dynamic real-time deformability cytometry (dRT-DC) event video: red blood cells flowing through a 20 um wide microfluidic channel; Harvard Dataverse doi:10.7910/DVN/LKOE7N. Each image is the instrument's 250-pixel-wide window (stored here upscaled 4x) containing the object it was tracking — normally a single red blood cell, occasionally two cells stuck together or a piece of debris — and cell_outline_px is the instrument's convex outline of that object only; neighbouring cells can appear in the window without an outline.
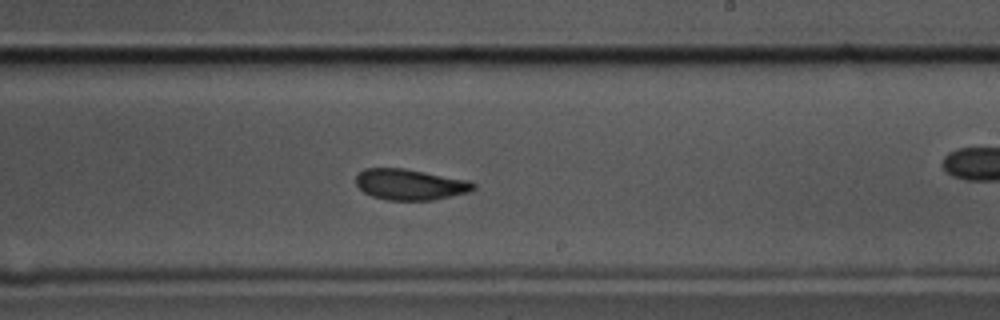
{"species": "common noctule bat (a hibernating species)", "species_latin": "Nyctalus noctula", "temperature_condition": "cold", "stored_images_in_passage": 58, "camera_frame_rate_fps": 3000, "um_per_image_px": 0.085, "animal": {"sex": "male", "body_mass_g": 17.5, "forearm_length_mm": 52.3}, "frame": {"image": 1, "passage_image": 34, "time_ms": 11.0, "image_size_px": [1000, 320], "cell_outline_px": [[476, 188], [468, 192], [432, 200], [388, 200], [372, 196], [364, 192], [356, 184], [356, 176], [364, 168], [404, 168], [468, 180], [476, 184]], "centroid_in_image_um": [34.85, 15.68], "position_along_channel_um": 254.2, "area_um2": 21.04}, "authors_computed_cell_mechanics": {"area_um2": 22.3686, "velocity_mm_per_s": 3.5552, "shape_relaxation_time_tau1_ms": 5.5516, "shape_relaxation_time_tau2_ms": 1.5233, "deformation_change_tau1": 0.1302, "deformation_change_tau2": 0.0612}}